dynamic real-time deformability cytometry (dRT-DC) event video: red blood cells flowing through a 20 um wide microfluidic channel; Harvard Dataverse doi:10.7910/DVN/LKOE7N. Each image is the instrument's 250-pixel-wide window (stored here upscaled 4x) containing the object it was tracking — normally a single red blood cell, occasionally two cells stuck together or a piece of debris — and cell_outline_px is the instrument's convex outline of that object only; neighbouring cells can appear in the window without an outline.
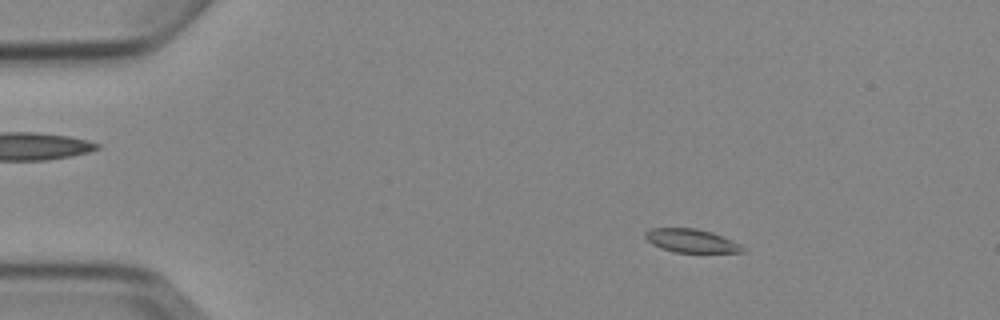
{"species": "Egyptian fruit bat (a non-hibernating species)", "species_latin": "Rousettus aegyptiacus", "temperature_condition": "cold", "stored_images_in_passage": 5, "camera_frame_rate_fps": 3000, "um_per_image_px": 0.085, "animal": {"sex": "female"}, "frame": {"image": 1, "passage_image": 2, "time_ms": 1.0, "image_size_px": [1000, 320], "cell_outline_px": [[744, 252], [676, 252], [660, 248], [652, 244], [644, 236], [644, 232], [652, 228], [696, 228], [712, 232], [724, 236], [740, 244], [744, 248]], "centroid_in_image_um": [58.75, 20.45], "position_along_channel_um": 26.2, "area_um2": 13.29}}
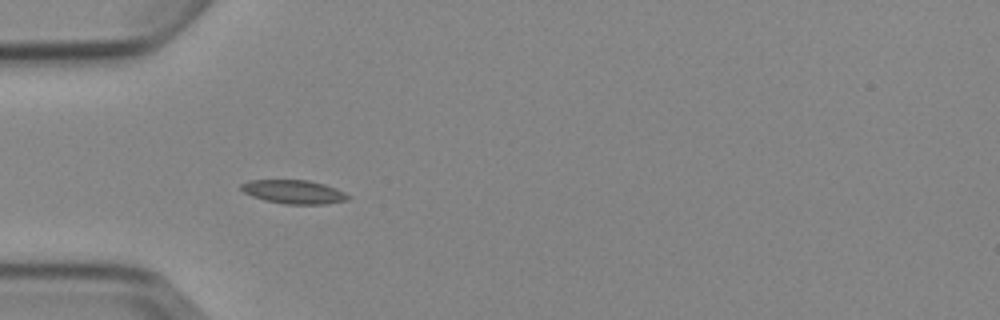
{"frame": {"image": 2, "passage_image": 4, "time_ms": 3.667, "image_size_px": [1000, 320], "cell_outline_px": [[352, 196], [348, 200], [324, 204], [284, 204], [264, 200], [252, 196], [244, 192], [240, 188], [240, 184], [248, 180], [308, 180], [324, 184], [336, 188]], "centroid_in_image_um": [24.97, 16.31], "position_along_channel_um": 60.0, "area_um2": 14.85}}
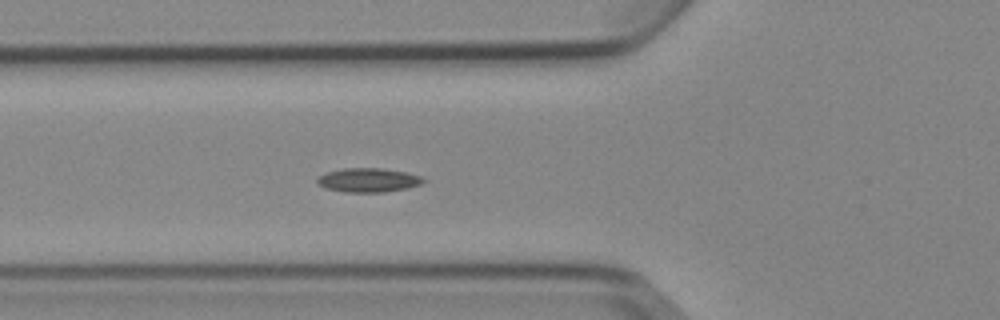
{"frame": {"image": 3, "passage_image": 5, "time_ms": 4.667, "image_size_px": [1000, 320], "cell_outline_px": [[424, 180], [420, 184], [408, 188], [384, 192], [344, 192], [328, 188], [320, 184], [316, 180], [320, 176], [328, 172], [344, 168], [380, 168], [408, 172], [420, 176]], "centroid_in_image_um": [31.34, 15.3], "position_along_channel_um": 94.5, "area_um2": 14.62}}